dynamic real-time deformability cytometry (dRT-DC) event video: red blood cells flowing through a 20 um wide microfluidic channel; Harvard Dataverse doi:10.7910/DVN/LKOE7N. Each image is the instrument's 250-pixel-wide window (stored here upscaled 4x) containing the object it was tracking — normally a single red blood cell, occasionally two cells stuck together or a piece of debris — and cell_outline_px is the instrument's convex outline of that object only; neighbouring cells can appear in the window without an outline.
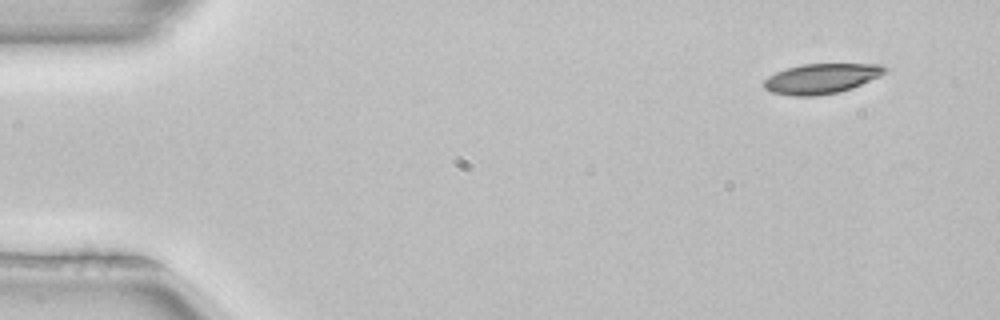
{"species": "common noctule bat (a hibernating species)", "species_latin": "Nyctalus noctula", "temperature_condition": "room temperature", "stored_images_in_passage": 5, "camera_frame_rate_fps": 3000, "um_per_image_px": 0.085, "animal": {"sex": "female", "body_mass_g": 22.7, "forearm_length_mm": 54.2}, "frame": {"image": 1, "passage_image": 1, "time_ms": 0.0, "image_size_px": [1000, 320], "cell_outline_px": [[888, 68], [880, 76], [852, 88], [836, 92], [816, 96], [792, 96], [772, 92], [764, 88], [764, 80], [768, 76], [776, 72], [800, 64], [880, 64]], "centroid_in_image_um": [69.8, 6.68], "position_along_channel_um": 15.2, "area_um2": 21.04}}
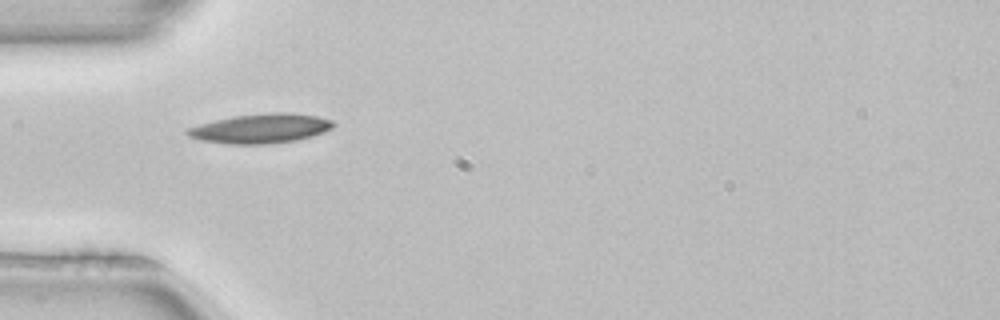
{"frame": {"image": 2, "passage_image": 4, "time_ms": 1.0, "image_size_px": [1000, 320], "cell_outline_px": [[336, 124], [332, 128], [324, 132], [312, 136], [296, 140], [268, 144], [228, 144], [200, 140], [188, 136], [184, 132], [188, 128], [200, 124], [232, 116], [272, 112], [288, 112], [316, 116], [332, 120]], "centroid_in_image_um": [22.16, 10.92], "position_along_channel_um": 62.8, "area_um2": 25.09}}